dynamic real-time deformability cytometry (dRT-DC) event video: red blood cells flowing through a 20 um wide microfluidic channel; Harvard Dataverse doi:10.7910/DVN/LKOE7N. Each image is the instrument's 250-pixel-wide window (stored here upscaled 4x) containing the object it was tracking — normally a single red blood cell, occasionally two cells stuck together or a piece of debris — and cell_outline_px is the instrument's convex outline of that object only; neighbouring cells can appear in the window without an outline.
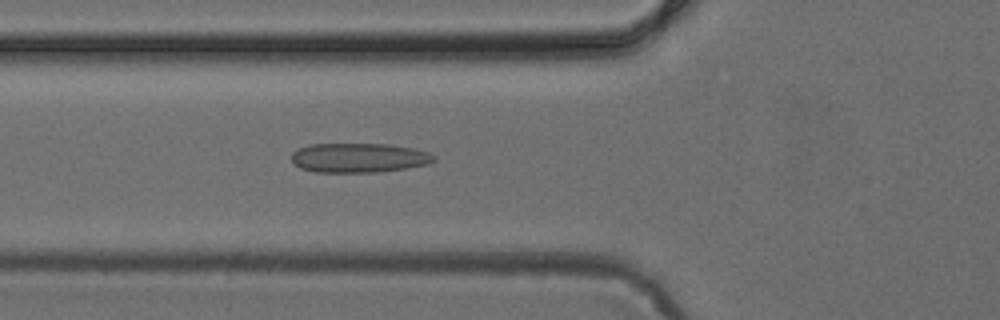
{"species": "common noctule bat (a hibernating species)", "species_latin": "Nyctalus noctula", "temperature_condition": "cold", "stored_images_in_passage": 41, "camera_frame_rate_fps": 3000, "um_per_image_px": 0.085, "animal": {"sex": "female", "body_mass_g": 24.6, "forearm_length_mm": 56.2}, "frame": {"image": 1, "passage_image": 10, "time_ms": 3.0, "image_size_px": [1000, 320], "cell_outline_px": [[436, 160], [428, 164], [404, 168], [376, 172], [316, 172], [300, 168], [292, 164], [292, 152], [308, 144], [388, 144], [412, 148], [428, 152], [436, 156]], "centroid_in_image_um": [30.48, 13.41], "position_along_channel_um": 95.3, "area_um2": 24.45}}
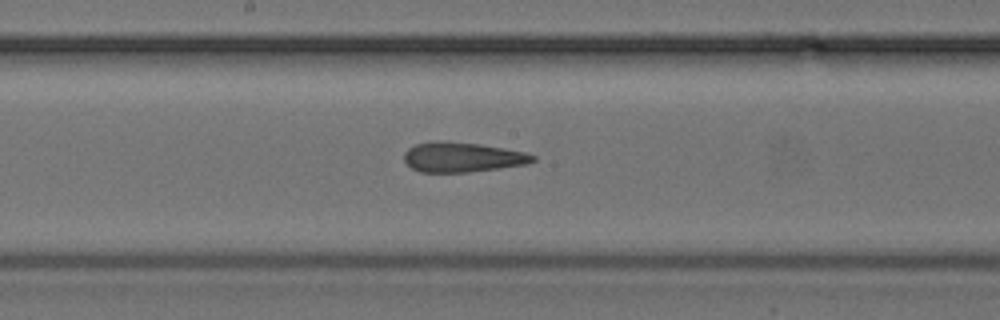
{"frame": {"image": 2, "passage_image": 18, "time_ms": 5.667, "image_size_px": [1000, 320], "cell_outline_px": [[536, 160], [528, 164], [468, 172], [420, 172], [412, 168], [404, 160], [404, 152], [408, 148], [416, 144], [436, 140], [440, 140], [480, 144], [504, 148], [524, 152], [536, 156]], "centroid_in_image_um": [39.29, 13.35], "position_along_channel_um": 208.9, "area_um2": 22.43}}
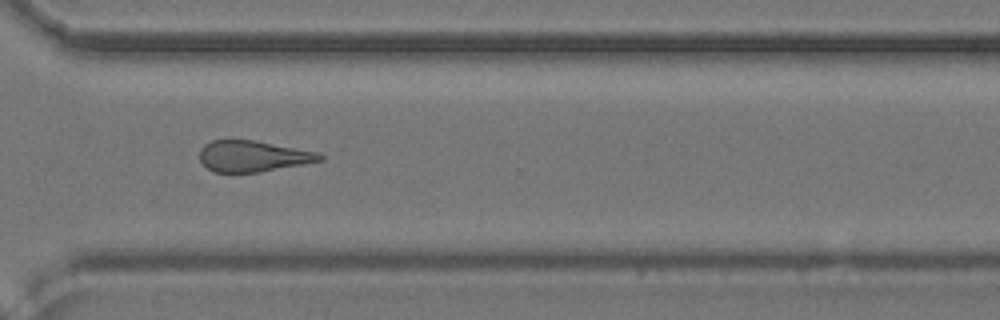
{"frame": {"image": 3, "passage_image": 28, "time_ms": 9.0, "image_size_px": [1000, 320], "cell_outline_px": [[324, 160], [304, 164], [260, 172], [212, 172], [200, 160], [200, 148], [204, 144], [212, 140], [256, 140], [320, 152], [324, 156]], "centroid_in_image_um": [21.54, 13.27], "position_along_channel_um": 349.1, "area_um2": 21.96}}